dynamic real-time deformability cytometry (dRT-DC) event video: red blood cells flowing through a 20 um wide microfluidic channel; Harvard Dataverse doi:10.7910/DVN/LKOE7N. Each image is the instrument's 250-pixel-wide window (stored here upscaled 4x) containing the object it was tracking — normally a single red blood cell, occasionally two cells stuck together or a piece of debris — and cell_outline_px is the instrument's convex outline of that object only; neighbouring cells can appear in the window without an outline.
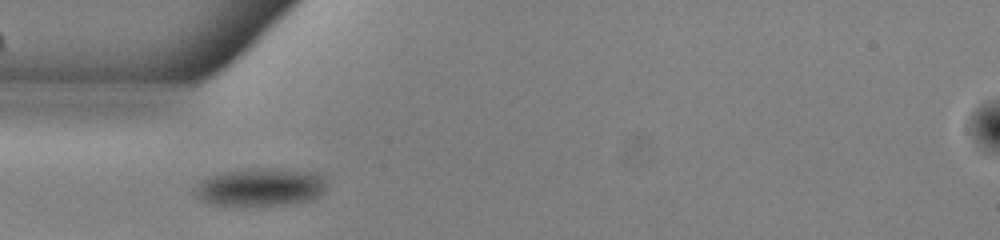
{"species": "common noctule bat (a hibernating species)", "species_latin": "Nyctalus noctula", "temperature_condition": "warm", "stored_images_in_passage": 37, "camera_frame_rate_fps": 3000, "um_per_image_px": 0.085, "animal": {"sex": "male", "body_mass_g": 13.0, "forearm_length_mm": 53.1}, "frame": {"image": 1, "passage_image": 1, "time_ms": 0.0, "image_size_px": [1000, 240], "cell_outline_px": [[324, 192], [320, 196], [312, 200], [292, 204], [248, 208], [244, 208], [208, 204], [196, 196], [196, 192], [200, 180], [204, 176], [220, 172], [248, 168], [280, 168], [320, 172], [324, 176]], "centroid_in_image_um": [22.14, 15.93], "position_along_channel_um": 62.9, "area_um2": 30.63}}
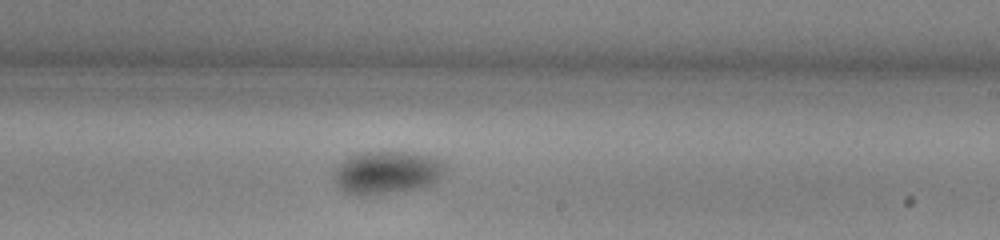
{"frame": {"image": 2, "passage_image": 16, "time_ms": 5.0, "image_size_px": [1000, 240], "cell_outline_px": [[448, 168], [436, 180], [420, 188], [372, 196], [352, 196], [336, 188], [332, 180], [332, 176], [336, 168], [348, 156], [360, 152], [412, 152], [436, 156]], "centroid_in_image_um": [32.82, 14.68], "position_along_channel_um": 256.2, "area_um2": 28.55}}
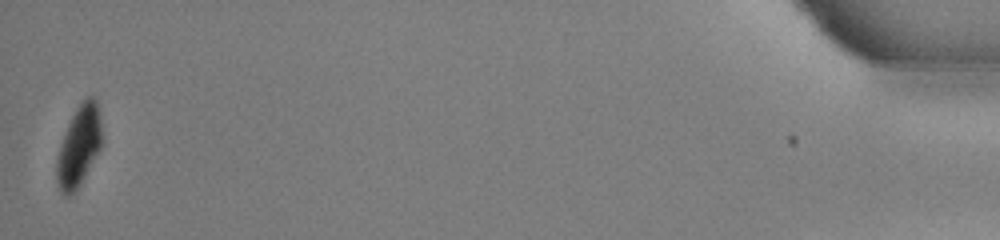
{"frame": {"image": 3, "passage_image": 37, "time_ms": 12.0, "image_size_px": [1000, 240], "cell_outline_px": [[100, 148], [80, 184], [68, 196], [64, 196], [60, 192], [56, 180], [56, 160], [60, 144], [68, 124], [80, 100], [88, 96], [92, 96], [96, 100], [100, 120]], "centroid_in_image_um": [6.67, 12.41], "position_along_channel_um": 428.5, "area_um2": 20.81}, "authors_computed_cell_mechanics": {"area_um2": 26.4724, "velocity_mm_per_s": 3.8904, "shape_relaxation_time_tau1_ms": 2.5616, "shape_relaxation_time_tau2_ms": null, "deformation_change_tau1": 0.093, "deformation_change_tau2": null}}